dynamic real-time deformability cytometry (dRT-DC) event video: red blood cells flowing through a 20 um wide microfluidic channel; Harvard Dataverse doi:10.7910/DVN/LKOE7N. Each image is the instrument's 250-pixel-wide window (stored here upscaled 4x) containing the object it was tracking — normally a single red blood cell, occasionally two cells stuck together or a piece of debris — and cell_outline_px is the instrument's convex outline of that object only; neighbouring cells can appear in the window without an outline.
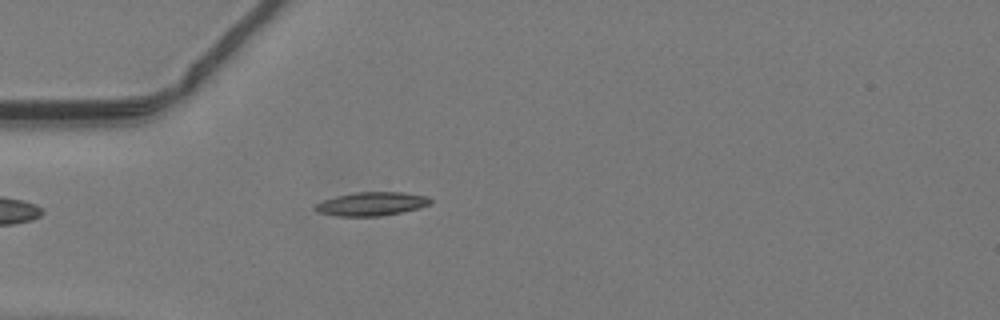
{"species": "common noctule bat (a hibernating species)", "species_latin": "Nyctalus noctula", "temperature_condition": "warm", "stored_images_in_passage": 35, "camera_frame_rate_fps": 3000, "um_per_image_px": 0.085, "animal": {"sex": "male", "body_mass_g": 19.2, "forearm_length_mm": 51.8}, "frame": {"image": 1, "passage_image": 1, "time_ms": 0.0, "image_size_px": [1000, 320], "cell_outline_px": [[432, 204], [420, 208], [380, 216], [336, 216], [316, 212], [312, 208], [316, 204], [324, 200], [336, 196], [356, 192], [404, 192], [428, 196], [432, 200]], "centroid_in_image_um": [31.59, 17.33], "position_along_channel_um": 53.4, "area_um2": 16.01}}
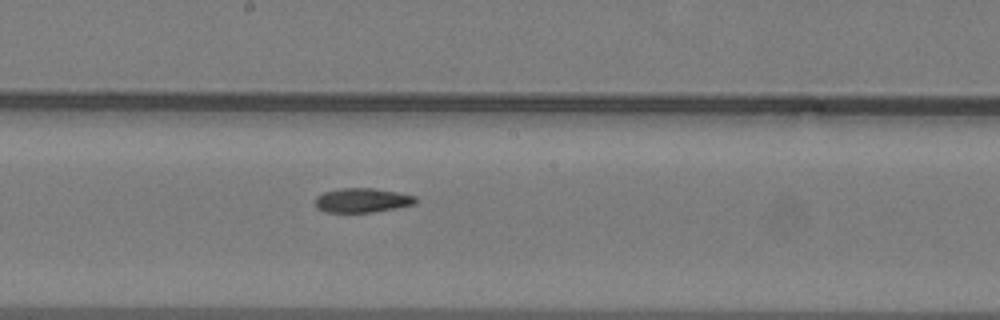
{"frame": {"image": 2, "passage_image": 13, "time_ms": 4.0, "image_size_px": [1000, 320], "cell_outline_px": [[416, 204], [396, 208], [372, 212], [324, 212], [316, 208], [316, 196], [324, 192], [340, 188], [376, 188], [416, 196]], "centroid_in_image_um": [30.78, 17.02], "position_along_channel_um": 217.4, "area_um2": 14.28}}
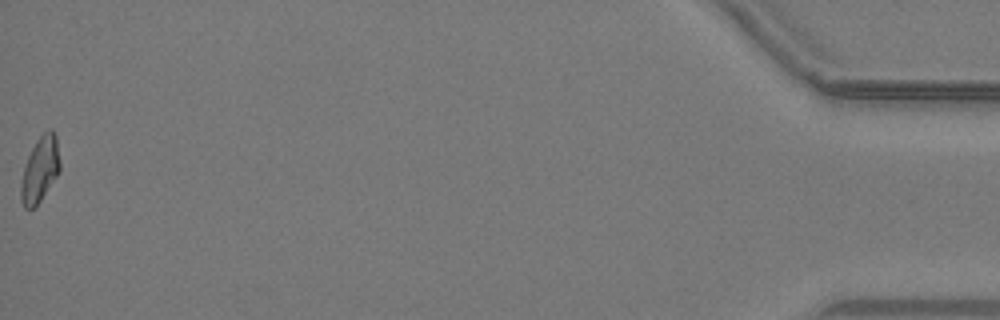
{"frame": {"image": 3, "passage_image": 35, "time_ms": 11.333, "image_size_px": [1000, 320], "cell_outline_px": [[60, 172], [40, 200], [32, 208], [24, 208], [20, 200], [20, 184], [24, 168], [28, 156], [36, 140], [48, 128], [52, 128], [56, 136], [60, 164]], "centroid_in_image_um": [3.4, 14.39], "position_along_channel_um": 431.8, "area_um2": 14.8}}